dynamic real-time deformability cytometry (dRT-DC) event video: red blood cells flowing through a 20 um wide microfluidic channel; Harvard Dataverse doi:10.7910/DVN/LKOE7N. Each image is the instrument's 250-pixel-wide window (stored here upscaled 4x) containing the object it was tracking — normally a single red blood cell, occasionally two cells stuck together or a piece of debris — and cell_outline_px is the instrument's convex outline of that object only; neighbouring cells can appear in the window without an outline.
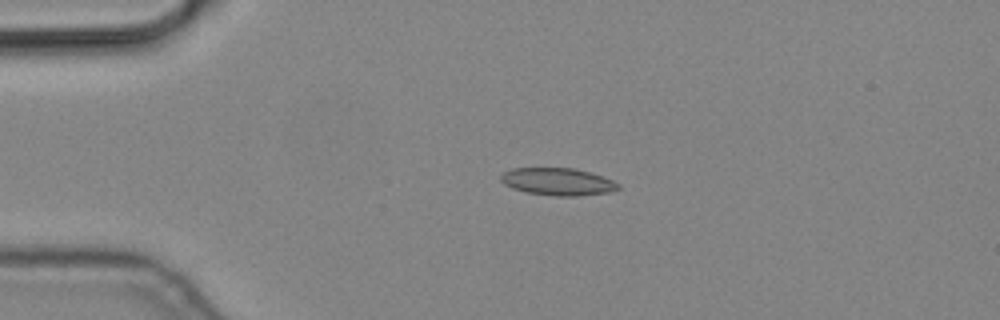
{"species": "common noctule bat (a hibernating species)", "species_latin": "Nyctalus noctula", "temperature_condition": "cold", "stored_images_in_passage": 4, "camera_frame_rate_fps": 3000, "um_per_image_px": 0.085, "animal": {"sex": "male", "body_mass_g": 19.2, "forearm_length_mm": 51.8}, "frame": {"image": 1, "passage_image": 3, "time_ms": 0.667, "image_size_px": [1000, 320], "cell_outline_px": [[620, 188], [608, 192], [576, 196], [556, 196], [528, 192], [512, 188], [504, 184], [500, 180], [500, 176], [504, 172], [512, 168], [572, 168], [588, 172], [612, 180], [620, 184]], "centroid_in_image_um": [47.38, 15.44], "position_along_channel_um": 37.6, "area_um2": 18.5}}
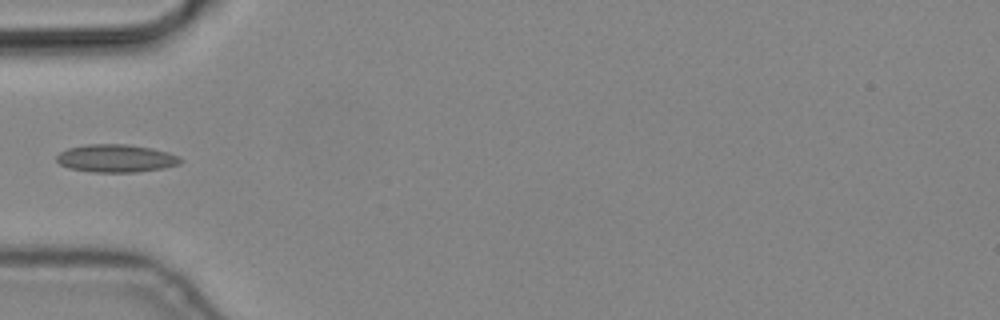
{"frame": {"image": 2, "passage_image": 4, "time_ms": 1.0, "image_size_px": [1000, 320], "cell_outline_px": [[184, 160], [180, 164], [164, 168], [136, 172], [92, 172], [68, 168], [60, 164], [56, 160], [56, 156], [60, 152], [68, 148], [88, 144], [128, 144], [152, 148], [168, 152], [180, 156]], "centroid_in_image_um": [9.89, 13.46], "position_along_channel_um": 75.1, "area_um2": 20.29}}